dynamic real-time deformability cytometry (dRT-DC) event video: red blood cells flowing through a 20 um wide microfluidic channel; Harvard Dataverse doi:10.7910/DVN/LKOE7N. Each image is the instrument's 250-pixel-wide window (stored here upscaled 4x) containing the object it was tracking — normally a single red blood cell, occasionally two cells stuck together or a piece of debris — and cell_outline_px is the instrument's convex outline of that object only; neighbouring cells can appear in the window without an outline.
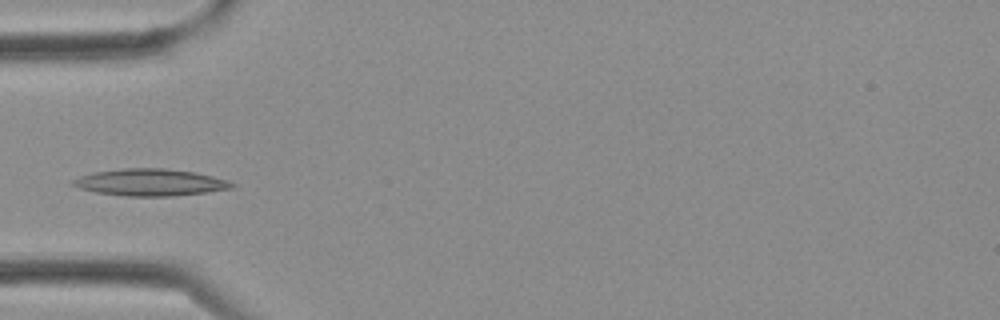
{"species": "Egyptian fruit bat (a non-hibernating species)", "species_latin": "Rousettus aegyptiacus", "temperature_condition": "cold", "stored_images_in_passage": 2, "camera_frame_rate_fps": 3000, "um_per_image_px": 0.085, "frame": {"image": 1, "passage_image": 2, "time_ms": 0.333, "image_size_px": [1000, 320], "cell_outline_px": [[236, 184], [232, 188], [204, 192], [172, 196], [128, 196], [96, 192], [80, 188], [68, 184], [72, 180], [80, 176], [92, 172], [124, 168], [164, 168], [196, 172], [228, 180]], "centroid_in_image_um": [12.74, 15.49], "position_along_channel_um": 72.3, "area_um2": 24.91}}